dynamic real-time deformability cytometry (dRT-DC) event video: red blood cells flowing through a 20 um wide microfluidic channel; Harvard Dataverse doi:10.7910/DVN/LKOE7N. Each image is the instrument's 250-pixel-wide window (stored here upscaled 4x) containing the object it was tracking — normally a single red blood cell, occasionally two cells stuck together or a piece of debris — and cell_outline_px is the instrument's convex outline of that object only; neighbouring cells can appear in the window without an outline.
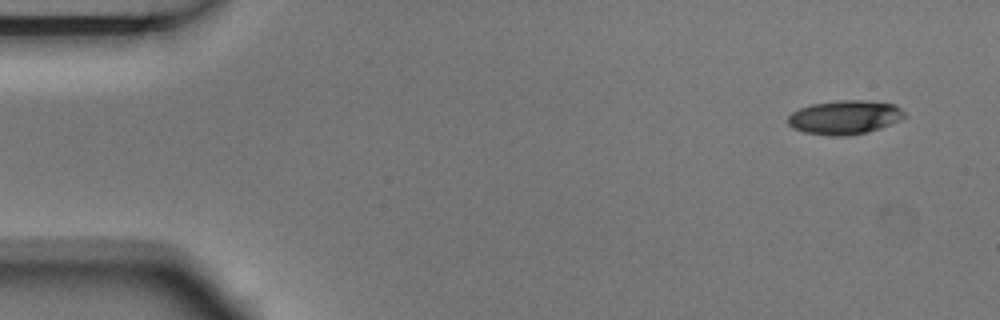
{"species": "Egyptian fruit bat (a non-hibernating species)", "species_latin": "Rousettus aegyptiacus", "temperature_condition": "room temperature", "stored_images_in_passage": 6, "camera_frame_rate_fps": 3000, "um_per_image_px": 0.085, "animal": {"sex": "male"}, "frame": {"image": 1, "passage_image": 1, "time_ms": 0.0, "image_size_px": [1000, 320], "cell_outline_px": [[904, 116], [900, 120], [880, 128], [868, 132], [844, 136], [832, 136], [804, 132], [792, 128], [788, 124], [788, 116], [792, 112], [800, 108], [812, 104], [836, 100], [868, 100], [896, 104], [904, 112]], "centroid_in_image_um": [71.79, 9.96], "position_along_channel_um": 13.2, "area_um2": 23.12}}
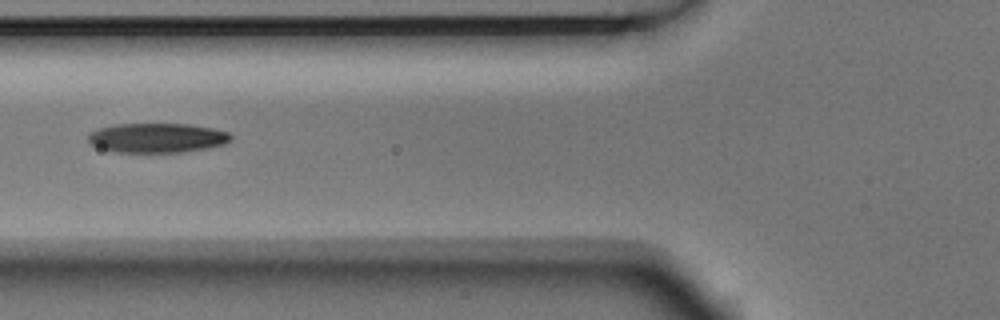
{"frame": {"image": 2, "passage_image": 6, "time_ms": 1.667, "image_size_px": [1000, 320], "cell_outline_px": [[232, 140], [224, 144], [184, 152], [112, 152], [88, 144], [88, 136], [92, 132], [100, 128], [116, 124], [188, 124], [212, 128], [228, 132], [232, 136]], "centroid_in_image_um": [13.34, 11.72], "position_along_channel_um": 112.5, "area_um2": 24.51}}